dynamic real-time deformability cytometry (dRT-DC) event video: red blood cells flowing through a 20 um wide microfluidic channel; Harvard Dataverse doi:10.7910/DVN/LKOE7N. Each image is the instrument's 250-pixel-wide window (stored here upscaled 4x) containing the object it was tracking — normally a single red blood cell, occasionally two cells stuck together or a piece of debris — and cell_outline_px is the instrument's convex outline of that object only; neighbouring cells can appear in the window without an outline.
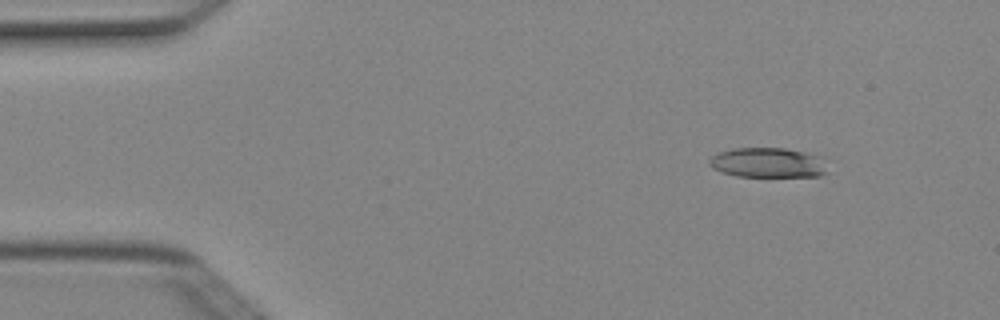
{"species": "Egyptian fruit bat (a non-hibernating species)", "species_latin": "Rousettus aegyptiacus", "temperature_condition": "cold", "stored_images_in_passage": 4, "camera_frame_rate_fps": 3000, "um_per_image_px": 0.085, "animal": {"sex": "female"}, "frame": {"image": 1, "passage_image": 2, "time_ms": 0.333, "image_size_px": [1000, 320], "cell_outline_px": [[828, 172], [820, 176], [736, 176], [720, 172], [712, 168], [708, 164], [708, 160], [712, 156], [720, 152], [732, 148], [784, 148], [808, 152], [820, 156]], "centroid_in_image_um": [65.25, 13.82], "position_along_channel_um": 19.7, "area_um2": 20.69}}